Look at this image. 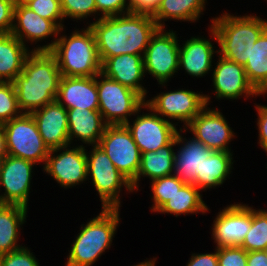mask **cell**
<instances>
[{
	"instance_id": "cell-29",
	"label": "cell",
	"mask_w": 267,
	"mask_h": 266,
	"mask_svg": "<svg viewBox=\"0 0 267 266\" xmlns=\"http://www.w3.org/2000/svg\"><path fill=\"white\" fill-rule=\"evenodd\" d=\"M208 205L203 201L202 192L194 185L184 184L176 193L156 212L180 215L208 213Z\"/></svg>"
},
{
	"instance_id": "cell-41",
	"label": "cell",
	"mask_w": 267,
	"mask_h": 266,
	"mask_svg": "<svg viewBox=\"0 0 267 266\" xmlns=\"http://www.w3.org/2000/svg\"><path fill=\"white\" fill-rule=\"evenodd\" d=\"M255 104V110L258 118L256 125L258 129V144L264 151L267 148V105Z\"/></svg>"
},
{
	"instance_id": "cell-1",
	"label": "cell",
	"mask_w": 267,
	"mask_h": 266,
	"mask_svg": "<svg viewBox=\"0 0 267 266\" xmlns=\"http://www.w3.org/2000/svg\"><path fill=\"white\" fill-rule=\"evenodd\" d=\"M94 33L101 64L121 54L144 55L151 36L159 28L151 14L129 12L87 21Z\"/></svg>"
},
{
	"instance_id": "cell-37",
	"label": "cell",
	"mask_w": 267,
	"mask_h": 266,
	"mask_svg": "<svg viewBox=\"0 0 267 266\" xmlns=\"http://www.w3.org/2000/svg\"><path fill=\"white\" fill-rule=\"evenodd\" d=\"M30 249L24 244L13 252L0 255V266H40Z\"/></svg>"
},
{
	"instance_id": "cell-44",
	"label": "cell",
	"mask_w": 267,
	"mask_h": 266,
	"mask_svg": "<svg viewBox=\"0 0 267 266\" xmlns=\"http://www.w3.org/2000/svg\"><path fill=\"white\" fill-rule=\"evenodd\" d=\"M247 266H267V255L263 250L247 252Z\"/></svg>"
},
{
	"instance_id": "cell-20",
	"label": "cell",
	"mask_w": 267,
	"mask_h": 266,
	"mask_svg": "<svg viewBox=\"0 0 267 266\" xmlns=\"http://www.w3.org/2000/svg\"><path fill=\"white\" fill-rule=\"evenodd\" d=\"M208 30L212 38L210 36H207L209 39L200 35L192 36L180 45L178 69H183L185 74L187 73L192 78L197 77L198 79L209 75L213 68V62L216 61L214 54H218V49L214 47L212 40L217 41V37L210 25Z\"/></svg>"
},
{
	"instance_id": "cell-25",
	"label": "cell",
	"mask_w": 267,
	"mask_h": 266,
	"mask_svg": "<svg viewBox=\"0 0 267 266\" xmlns=\"http://www.w3.org/2000/svg\"><path fill=\"white\" fill-rule=\"evenodd\" d=\"M175 138L157 151L141 153V164L137 177L131 182L133 191L138 192L140 179L149 178L150 181L172 175L174 173Z\"/></svg>"
},
{
	"instance_id": "cell-15",
	"label": "cell",
	"mask_w": 267,
	"mask_h": 266,
	"mask_svg": "<svg viewBox=\"0 0 267 266\" xmlns=\"http://www.w3.org/2000/svg\"><path fill=\"white\" fill-rule=\"evenodd\" d=\"M59 28L51 21L42 18L23 3L16 1L14 6L13 28L11 34L18 38L27 48L29 45L43 42L52 37L45 45H35L32 51H50L57 41ZM28 43H30L28 45ZM35 47V48H34Z\"/></svg>"
},
{
	"instance_id": "cell-42",
	"label": "cell",
	"mask_w": 267,
	"mask_h": 266,
	"mask_svg": "<svg viewBox=\"0 0 267 266\" xmlns=\"http://www.w3.org/2000/svg\"><path fill=\"white\" fill-rule=\"evenodd\" d=\"M186 266H218L217 247L214 253H192Z\"/></svg>"
},
{
	"instance_id": "cell-21",
	"label": "cell",
	"mask_w": 267,
	"mask_h": 266,
	"mask_svg": "<svg viewBox=\"0 0 267 266\" xmlns=\"http://www.w3.org/2000/svg\"><path fill=\"white\" fill-rule=\"evenodd\" d=\"M31 114L43 141L50 150L70 145L67 109L57 100Z\"/></svg>"
},
{
	"instance_id": "cell-7",
	"label": "cell",
	"mask_w": 267,
	"mask_h": 266,
	"mask_svg": "<svg viewBox=\"0 0 267 266\" xmlns=\"http://www.w3.org/2000/svg\"><path fill=\"white\" fill-rule=\"evenodd\" d=\"M96 83L98 110L107 125H125L145 104V99L139 93L101 72L96 75Z\"/></svg>"
},
{
	"instance_id": "cell-31",
	"label": "cell",
	"mask_w": 267,
	"mask_h": 266,
	"mask_svg": "<svg viewBox=\"0 0 267 266\" xmlns=\"http://www.w3.org/2000/svg\"><path fill=\"white\" fill-rule=\"evenodd\" d=\"M234 153L214 151L202 166V191L216 189L225 183L234 169Z\"/></svg>"
},
{
	"instance_id": "cell-14",
	"label": "cell",
	"mask_w": 267,
	"mask_h": 266,
	"mask_svg": "<svg viewBox=\"0 0 267 266\" xmlns=\"http://www.w3.org/2000/svg\"><path fill=\"white\" fill-rule=\"evenodd\" d=\"M35 165L33 162L12 155H6L0 160L2 204H15L29 209L28 201Z\"/></svg>"
},
{
	"instance_id": "cell-47",
	"label": "cell",
	"mask_w": 267,
	"mask_h": 266,
	"mask_svg": "<svg viewBox=\"0 0 267 266\" xmlns=\"http://www.w3.org/2000/svg\"><path fill=\"white\" fill-rule=\"evenodd\" d=\"M16 1L24 3L26 0H16Z\"/></svg>"
},
{
	"instance_id": "cell-12",
	"label": "cell",
	"mask_w": 267,
	"mask_h": 266,
	"mask_svg": "<svg viewBox=\"0 0 267 266\" xmlns=\"http://www.w3.org/2000/svg\"><path fill=\"white\" fill-rule=\"evenodd\" d=\"M85 148L76 143L51 149L42 171L64 189L85 183L88 178Z\"/></svg>"
},
{
	"instance_id": "cell-34",
	"label": "cell",
	"mask_w": 267,
	"mask_h": 266,
	"mask_svg": "<svg viewBox=\"0 0 267 266\" xmlns=\"http://www.w3.org/2000/svg\"><path fill=\"white\" fill-rule=\"evenodd\" d=\"M23 112L20 110L16 89L13 82L0 83V125L18 117Z\"/></svg>"
},
{
	"instance_id": "cell-18",
	"label": "cell",
	"mask_w": 267,
	"mask_h": 266,
	"mask_svg": "<svg viewBox=\"0 0 267 266\" xmlns=\"http://www.w3.org/2000/svg\"><path fill=\"white\" fill-rule=\"evenodd\" d=\"M217 62L214 61V67L211 72L213 93L215 99L220 100H237L242 98L252 99L260 94L248 82L245 68L238 63L230 61L219 54L216 56Z\"/></svg>"
},
{
	"instance_id": "cell-45",
	"label": "cell",
	"mask_w": 267,
	"mask_h": 266,
	"mask_svg": "<svg viewBox=\"0 0 267 266\" xmlns=\"http://www.w3.org/2000/svg\"><path fill=\"white\" fill-rule=\"evenodd\" d=\"M7 155L5 134L2 126L0 125V160Z\"/></svg>"
},
{
	"instance_id": "cell-27",
	"label": "cell",
	"mask_w": 267,
	"mask_h": 266,
	"mask_svg": "<svg viewBox=\"0 0 267 266\" xmlns=\"http://www.w3.org/2000/svg\"><path fill=\"white\" fill-rule=\"evenodd\" d=\"M207 0H160L152 14L159 28H165V21L196 23L206 10Z\"/></svg>"
},
{
	"instance_id": "cell-38",
	"label": "cell",
	"mask_w": 267,
	"mask_h": 266,
	"mask_svg": "<svg viewBox=\"0 0 267 266\" xmlns=\"http://www.w3.org/2000/svg\"><path fill=\"white\" fill-rule=\"evenodd\" d=\"M218 266H247V251L240 246L217 247Z\"/></svg>"
},
{
	"instance_id": "cell-22",
	"label": "cell",
	"mask_w": 267,
	"mask_h": 266,
	"mask_svg": "<svg viewBox=\"0 0 267 266\" xmlns=\"http://www.w3.org/2000/svg\"><path fill=\"white\" fill-rule=\"evenodd\" d=\"M101 73L147 99L149 91L142 84L146 77L142 55L121 54L107 58L101 64Z\"/></svg>"
},
{
	"instance_id": "cell-23",
	"label": "cell",
	"mask_w": 267,
	"mask_h": 266,
	"mask_svg": "<svg viewBox=\"0 0 267 266\" xmlns=\"http://www.w3.org/2000/svg\"><path fill=\"white\" fill-rule=\"evenodd\" d=\"M56 100L66 109L81 108L98 110L99 99L96 76H61Z\"/></svg>"
},
{
	"instance_id": "cell-39",
	"label": "cell",
	"mask_w": 267,
	"mask_h": 266,
	"mask_svg": "<svg viewBox=\"0 0 267 266\" xmlns=\"http://www.w3.org/2000/svg\"><path fill=\"white\" fill-rule=\"evenodd\" d=\"M97 20L132 12L129 0H95Z\"/></svg>"
},
{
	"instance_id": "cell-4",
	"label": "cell",
	"mask_w": 267,
	"mask_h": 266,
	"mask_svg": "<svg viewBox=\"0 0 267 266\" xmlns=\"http://www.w3.org/2000/svg\"><path fill=\"white\" fill-rule=\"evenodd\" d=\"M85 27L74 28L69 36L65 34L66 28L59 30L57 41L49 52L56 58L61 76L93 77L101 72L94 33L89 25Z\"/></svg>"
},
{
	"instance_id": "cell-24",
	"label": "cell",
	"mask_w": 267,
	"mask_h": 266,
	"mask_svg": "<svg viewBox=\"0 0 267 266\" xmlns=\"http://www.w3.org/2000/svg\"><path fill=\"white\" fill-rule=\"evenodd\" d=\"M70 145L77 140L80 146L98 145L107 126L99 110L67 109ZM75 139V140H74Z\"/></svg>"
},
{
	"instance_id": "cell-36",
	"label": "cell",
	"mask_w": 267,
	"mask_h": 266,
	"mask_svg": "<svg viewBox=\"0 0 267 266\" xmlns=\"http://www.w3.org/2000/svg\"><path fill=\"white\" fill-rule=\"evenodd\" d=\"M23 4L42 18L51 20L59 29L66 27L60 0H26Z\"/></svg>"
},
{
	"instance_id": "cell-30",
	"label": "cell",
	"mask_w": 267,
	"mask_h": 266,
	"mask_svg": "<svg viewBox=\"0 0 267 266\" xmlns=\"http://www.w3.org/2000/svg\"><path fill=\"white\" fill-rule=\"evenodd\" d=\"M248 82L260 94H267V29L252 46L245 66Z\"/></svg>"
},
{
	"instance_id": "cell-17",
	"label": "cell",
	"mask_w": 267,
	"mask_h": 266,
	"mask_svg": "<svg viewBox=\"0 0 267 266\" xmlns=\"http://www.w3.org/2000/svg\"><path fill=\"white\" fill-rule=\"evenodd\" d=\"M180 128L175 135L174 175L184 184L196 186L202 192V166L214 151L194 137L186 138ZM178 147V149H177Z\"/></svg>"
},
{
	"instance_id": "cell-35",
	"label": "cell",
	"mask_w": 267,
	"mask_h": 266,
	"mask_svg": "<svg viewBox=\"0 0 267 266\" xmlns=\"http://www.w3.org/2000/svg\"><path fill=\"white\" fill-rule=\"evenodd\" d=\"M60 2L64 19L70 18L74 22L84 21L85 19L86 22L88 18L94 16L92 20L97 21L95 0H60Z\"/></svg>"
},
{
	"instance_id": "cell-11",
	"label": "cell",
	"mask_w": 267,
	"mask_h": 266,
	"mask_svg": "<svg viewBox=\"0 0 267 266\" xmlns=\"http://www.w3.org/2000/svg\"><path fill=\"white\" fill-rule=\"evenodd\" d=\"M141 110L142 113H141ZM144 110L147 112L145 113ZM130 119L125 126L140 152L157 151L159 148L168 145L179 130L174 123H171L159 114L155 113L148 105L144 104ZM133 122V123H132Z\"/></svg>"
},
{
	"instance_id": "cell-2",
	"label": "cell",
	"mask_w": 267,
	"mask_h": 266,
	"mask_svg": "<svg viewBox=\"0 0 267 266\" xmlns=\"http://www.w3.org/2000/svg\"><path fill=\"white\" fill-rule=\"evenodd\" d=\"M61 73L56 58L49 51H32L23 70L13 81L20 110L29 113L54 102Z\"/></svg>"
},
{
	"instance_id": "cell-6",
	"label": "cell",
	"mask_w": 267,
	"mask_h": 266,
	"mask_svg": "<svg viewBox=\"0 0 267 266\" xmlns=\"http://www.w3.org/2000/svg\"><path fill=\"white\" fill-rule=\"evenodd\" d=\"M90 149H86L87 180L89 182L92 179L102 209H120L122 189L134 192L131 182L115 167L100 146L93 145Z\"/></svg>"
},
{
	"instance_id": "cell-8",
	"label": "cell",
	"mask_w": 267,
	"mask_h": 266,
	"mask_svg": "<svg viewBox=\"0 0 267 266\" xmlns=\"http://www.w3.org/2000/svg\"><path fill=\"white\" fill-rule=\"evenodd\" d=\"M5 134L7 155L45 166L50 149L43 141L32 114L22 113L1 125Z\"/></svg>"
},
{
	"instance_id": "cell-43",
	"label": "cell",
	"mask_w": 267,
	"mask_h": 266,
	"mask_svg": "<svg viewBox=\"0 0 267 266\" xmlns=\"http://www.w3.org/2000/svg\"><path fill=\"white\" fill-rule=\"evenodd\" d=\"M160 0H129L132 12L153 14Z\"/></svg>"
},
{
	"instance_id": "cell-46",
	"label": "cell",
	"mask_w": 267,
	"mask_h": 266,
	"mask_svg": "<svg viewBox=\"0 0 267 266\" xmlns=\"http://www.w3.org/2000/svg\"><path fill=\"white\" fill-rule=\"evenodd\" d=\"M157 258L156 257H153V258H150L149 260H144L138 264H135L134 266H155V264L157 263Z\"/></svg>"
},
{
	"instance_id": "cell-26",
	"label": "cell",
	"mask_w": 267,
	"mask_h": 266,
	"mask_svg": "<svg viewBox=\"0 0 267 266\" xmlns=\"http://www.w3.org/2000/svg\"><path fill=\"white\" fill-rule=\"evenodd\" d=\"M27 213L28 209L20 205L0 204V255L23 247L19 243V235L26 223Z\"/></svg>"
},
{
	"instance_id": "cell-10",
	"label": "cell",
	"mask_w": 267,
	"mask_h": 266,
	"mask_svg": "<svg viewBox=\"0 0 267 266\" xmlns=\"http://www.w3.org/2000/svg\"><path fill=\"white\" fill-rule=\"evenodd\" d=\"M212 96L195 92L191 89L178 88L173 91H163L157 93L151 99H145L148 105L155 113L159 114L165 120L178 127V123H183L180 128H185L207 105L212 102ZM181 121V123H180Z\"/></svg>"
},
{
	"instance_id": "cell-33",
	"label": "cell",
	"mask_w": 267,
	"mask_h": 266,
	"mask_svg": "<svg viewBox=\"0 0 267 266\" xmlns=\"http://www.w3.org/2000/svg\"><path fill=\"white\" fill-rule=\"evenodd\" d=\"M152 199V205L150 211L157 212L175 193L178 191L184 183L176 177L174 174L157 178L150 181Z\"/></svg>"
},
{
	"instance_id": "cell-5",
	"label": "cell",
	"mask_w": 267,
	"mask_h": 266,
	"mask_svg": "<svg viewBox=\"0 0 267 266\" xmlns=\"http://www.w3.org/2000/svg\"><path fill=\"white\" fill-rule=\"evenodd\" d=\"M120 209H101L96 217L80 225L73 239L65 266H93L109 250L120 226Z\"/></svg>"
},
{
	"instance_id": "cell-16",
	"label": "cell",
	"mask_w": 267,
	"mask_h": 266,
	"mask_svg": "<svg viewBox=\"0 0 267 266\" xmlns=\"http://www.w3.org/2000/svg\"><path fill=\"white\" fill-rule=\"evenodd\" d=\"M184 129L212 151L233 152L229 145L235 133L218 108L207 105Z\"/></svg>"
},
{
	"instance_id": "cell-9",
	"label": "cell",
	"mask_w": 267,
	"mask_h": 266,
	"mask_svg": "<svg viewBox=\"0 0 267 266\" xmlns=\"http://www.w3.org/2000/svg\"><path fill=\"white\" fill-rule=\"evenodd\" d=\"M178 34L172 29L158 28L151 36L143 55L145 76L148 73L156 79L160 88H167V83L176 76L180 41Z\"/></svg>"
},
{
	"instance_id": "cell-32",
	"label": "cell",
	"mask_w": 267,
	"mask_h": 266,
	"mask_svg": "<svg viewBox=\"0 0 267 266\" xmlns=\"http://www.w3.org/2000/svg\"><path fill=\"white\" fill-rule=\"evenodd\" d=\"M267 246V209L251 206V227L240 247L247 252L264 250Z\"/></svg>"
},
{
	"instance_id": "cell-19",
	"label": "cell",
	"mask_w": 267,
	"mask_h": 266,
	"mask_svg": "<svg viewBox=\"0 0 267 266\" xmlns=\"http://www.w3.org/2000/svg\"><path fill=\"white\" fill-rule=\"evenodd\" d=\"M223 208L210 227L211 239L216 247L240 246L251 227V206L237 202Z\"/></svg>"
},
{
	"instance_id": "cell-3",
	"label": "cell",
	"mask_w": 267,
	"mask_h": 266,
	"mask_svg": "<svg viewBox=\"0 0 267 266\" xmlns=\"http://www.w3.org/2000/svg\"><path fill=\"white\" fill-rule=\"evenodd\" d=\"M218 43V54L230 61L245 66L252 46L267 29V19L254 14L233 15L223 12L211 19Z\"/></svg>"
},
{
	"instance_id": "cell-13",
	"label": "cell",
	"mask_w": 267,
	"mask_h": 266,
	"mask_svg": "<svg viewBox=\"0 0 267 266\" xmlns=\"http://www.w3.org/2000/svg\"><path fill=\"white\" fill-rule=\"evenodd\" d=\"M98 146L130 182L137 177L141 152L125 125H107Z\"/></svg>"
},
{
	"instance_id": "cell-40",
	"label": "cell",
	"mask_w": 267,
	"mask_h": 266,
	"mask_svg": "<svg viewBox=\"0 0 267 266\" xmlns=\"http://www.w3.org/2000/svg\"><path fill=\"white\" fill-rule=\"evenodd\" d=\"M16 0H0V34L11 33Z\"/></svg>"
},
{
	"instance_id": "cell-48",
	"label": "cell",
	"mask_w": 267,
	"mask_h": 266,
	"mask_svg": "<svg viewBox=\"0 0 267 266\" xmlns=\"http://www.w3.org/2000/svg\"><path fill=\"white\" fill-rule=\"evenodd\" d=\"M265 253H266V255H267V246L265 247V249L263 250Z\"/></svg>"
},
{
	"instance_id": "cell-28",
	"label": "cell",
	"mask_w": 267,
	"mask_h": 266,
	"mask_svg": "<svg viewBox=\"0 0 267 266\" xmlns=\"http://www.w3.org/2000/svg\"><path fill=\"white\" fill-rule=\"evenodd\" d=\"M32 52L11 33L0 34V81L13 82Z\"/></svg>"
}]
</instances>
